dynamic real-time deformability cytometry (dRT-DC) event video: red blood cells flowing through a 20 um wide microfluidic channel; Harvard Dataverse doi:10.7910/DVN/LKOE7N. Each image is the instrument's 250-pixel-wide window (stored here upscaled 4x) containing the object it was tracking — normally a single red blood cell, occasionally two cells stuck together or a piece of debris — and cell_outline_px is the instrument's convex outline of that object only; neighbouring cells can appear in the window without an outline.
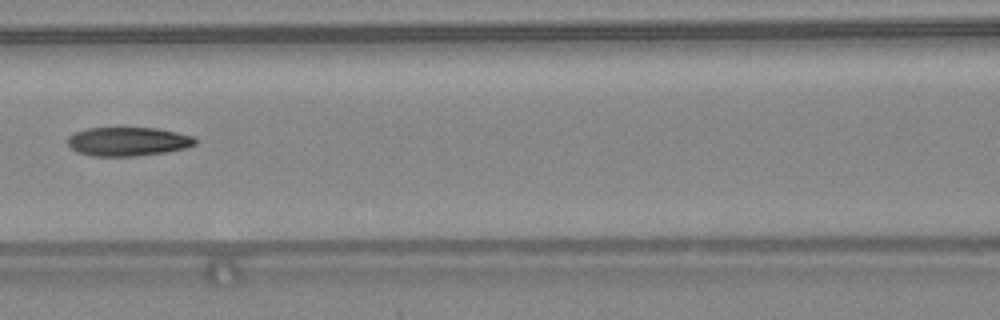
{"species": "common noctule bat (a hibernating species)", "species_latin": "Nyctalus noctula", "temperature_condition": "warm", "stored_images_in_passage": 35, "camera_frame_rate_fps": 3000, "um_per_image_px": 0.085, "animal": {"sex": "female", "body_mass_g": 24.6, "forearm_length_mm": 56.2}, "frame": {"image": 1, "passage_image": 11, "time_ms": 3.333, "image_size_px": [1000, 320], "cell_outline_px": [[196, 144], [184, 148], [164, 152], [136, 156], [92, 156], [76, 152], [68, 144], [68, 136], [76, 132], [88, 128], [156, 128], [176, 132], [192, 136], [196, 140]], "centroid_in_image_um": [10.85, 12.03], "position_along_channel_um": 155.8, "area_um2": 21.27}}